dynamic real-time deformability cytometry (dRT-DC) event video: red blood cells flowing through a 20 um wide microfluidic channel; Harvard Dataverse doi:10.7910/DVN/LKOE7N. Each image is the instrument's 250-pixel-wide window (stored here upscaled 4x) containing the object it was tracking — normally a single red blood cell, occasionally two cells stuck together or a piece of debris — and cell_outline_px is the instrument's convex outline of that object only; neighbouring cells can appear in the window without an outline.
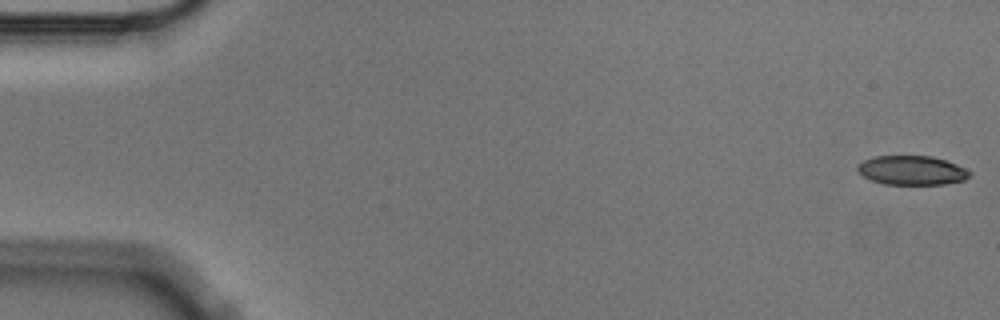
{"species": "Egyptian fruit bat (a non-hibernating species)", "species_latin": "Rousettus aegyptiacus", "temperature_condition": "cold", "stored_images_in_passage": 5, "camera_frame_rate_fps": 3000, "um_per_image_px": 0.085, "animal": {"sex": "male"}, "frame": {"image": 1, "passage_image": 1, "time_ms": 0.0, "image_size_px": [1000, 320], "cell_outline_px": [[972, 176], [964, 180], [944, 184], [884, 184], [872, 180], [864, 176], [856, 168], [864, 160], [876, 156], [932, 156], [956, 164], [972, 172]], "centroid_in_image_um": [77.55, 14.48], "position_along_channel_um": 7.5, "area_um2": 18.9}}
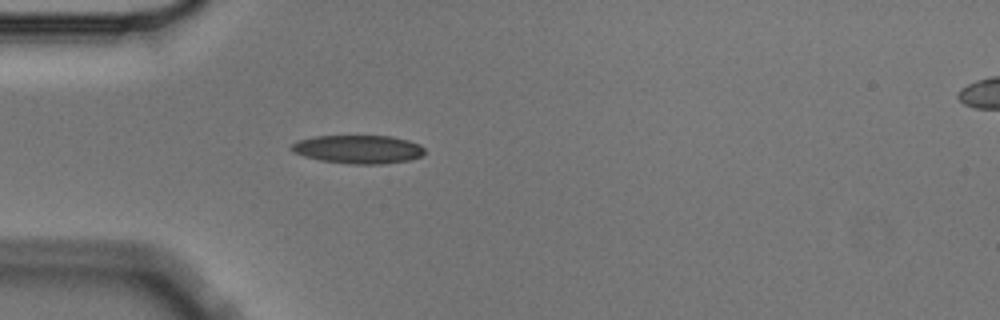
{"frame": {"image": 2, "passage_image": 5, "time_ms": 1.333, "image_size_px": [1000, 320], "cell_outline_px": [[424, 152], [420, 156], [408, 160], [380, 164], [348, 164], [320, 160], [304, 156], [292, 152], [288, 148], [292, 144], [300, 140], [316, 136], [392, 136], [408, 140], [420, 144], [424, 148]], "centroid_in_image_um": [30.43, 12.69], "position_along_channel_um": 54.6, "area_um2": 22.02}}